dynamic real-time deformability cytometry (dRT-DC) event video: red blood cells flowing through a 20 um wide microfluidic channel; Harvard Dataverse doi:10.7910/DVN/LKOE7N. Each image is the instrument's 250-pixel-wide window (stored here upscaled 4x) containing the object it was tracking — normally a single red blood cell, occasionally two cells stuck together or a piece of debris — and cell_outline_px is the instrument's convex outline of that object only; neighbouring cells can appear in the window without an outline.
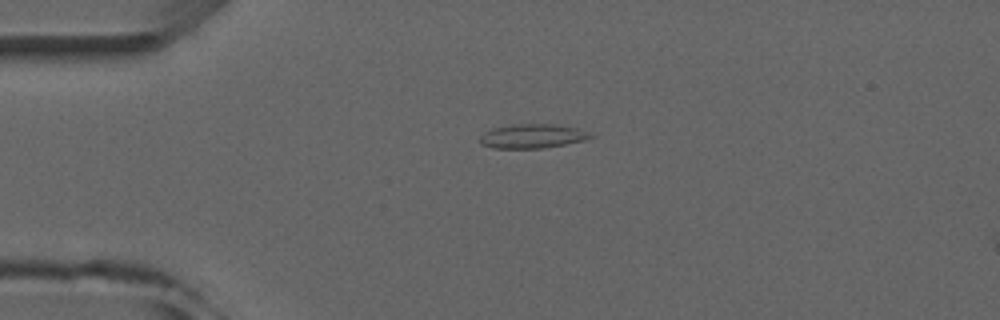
{"species": "common noctule bat (a hibernating species)", "species_latin": "Nyctalus noctula", "temperature_condition": "room temperature", "stored_images_in_passage": 3, "camera_frame_rate_fps": 3000, "um_per_image_px": 0.085, "animal": {"sex": "male", "forearm_length_mm": 52.5}, "frame": {"image": 1, "passage_image": 2, "time_ms": 1.333, "image_size_px": [1000, 320], "cell_outline_px": [[596, 136], [584, 140], [544, 148], [492, 148], [480, 144], [480, 136], [484, 132], [492, 128], [512, 124], [552, 124], [576, 128], [588, 132]], "centroid_in_image_um": [45.22, 11.57], "position_along_channel_um": 39.8, "area_um2": 15.55}}